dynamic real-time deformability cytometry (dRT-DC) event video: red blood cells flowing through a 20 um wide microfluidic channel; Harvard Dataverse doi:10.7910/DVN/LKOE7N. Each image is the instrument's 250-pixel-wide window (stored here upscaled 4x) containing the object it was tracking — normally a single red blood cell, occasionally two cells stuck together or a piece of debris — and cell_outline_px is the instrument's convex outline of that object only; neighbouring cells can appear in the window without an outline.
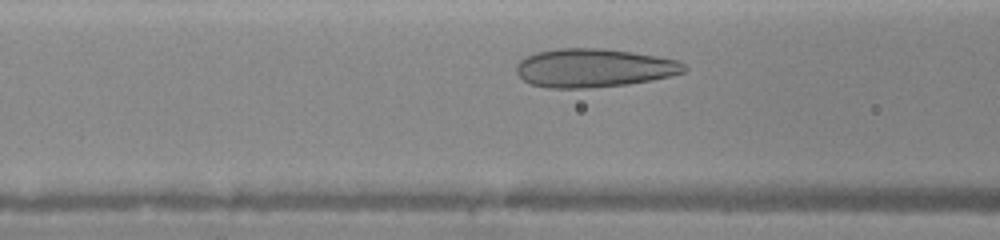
{"species": "human", "species_latin": "Homo sapiens", "temperature_condition": "warm", "stored_images_in_passage": 23, "camera_frame_rate_fps": 3000, "um_per_image_px": 0.085, "donor": {"sex": "female"}, "frame": {"image": 1, "passage_image": 7, "time_ms": 1.667, "image_size_px": [1000, 240], "cell_outline_px": [[688, 68], [684, 72], [652, 80], [628, 84], [592, 88], [548, 88], [532, 84], [524, 80], [516, 72], [516, 64], [524, 56], [536, 52], [560, 48], [604, 48], [632, 52], [656, 56], [676, 60], [684, 64]], "centroid_in_image_um": [50.45, 5.77], "position_along_channel_um": 116.2, "area_um2": 37.8}}
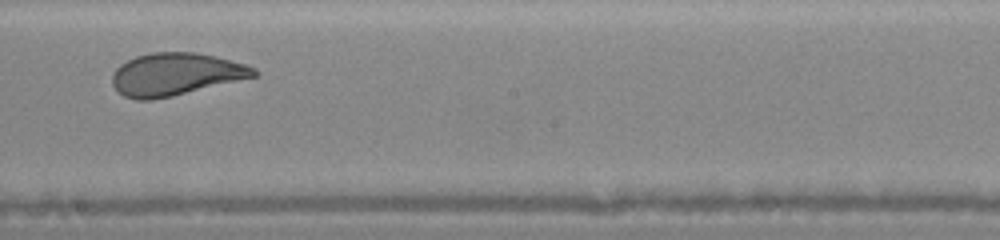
{"frame": {"image": 2, "passage_image": 13, "time_ms": 4.333, "image_size_px": [1000, 240], "cell_outline_px": [[260, 72], [256, 76], [172, 96], [152, 100], [136, 100], [124, 96], [112, 84], [112, 72], [120, 64], [136, 56], [152, 52], [196, 52], [216, 56], [244, 64], [256, 68]], "centroid_in_image_um": [14.92, 6.3], "position_along_channel_um": 233.3, "area_um2": 35.03}}
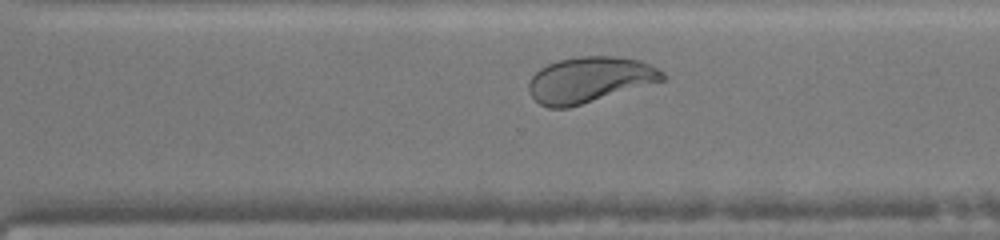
{"frame": {"image": 3, "passage_image": 17, "time_ms": 6.333, "image_size_px": [1000, 240], "cell_outline_px": [[668, 76], [664, 80], [568, 108], [548, 108], [540, 104], [528, 92], [528, 84], [532, 76], [540, 68], [548, 64], [560, 60], [580, 56], [612, 56], [640, 60], [664, 72]], "centroid_in_image_um": [50.1, 6.78], "position_along_channel_um": 320.5, "area_um2": 35.37}}